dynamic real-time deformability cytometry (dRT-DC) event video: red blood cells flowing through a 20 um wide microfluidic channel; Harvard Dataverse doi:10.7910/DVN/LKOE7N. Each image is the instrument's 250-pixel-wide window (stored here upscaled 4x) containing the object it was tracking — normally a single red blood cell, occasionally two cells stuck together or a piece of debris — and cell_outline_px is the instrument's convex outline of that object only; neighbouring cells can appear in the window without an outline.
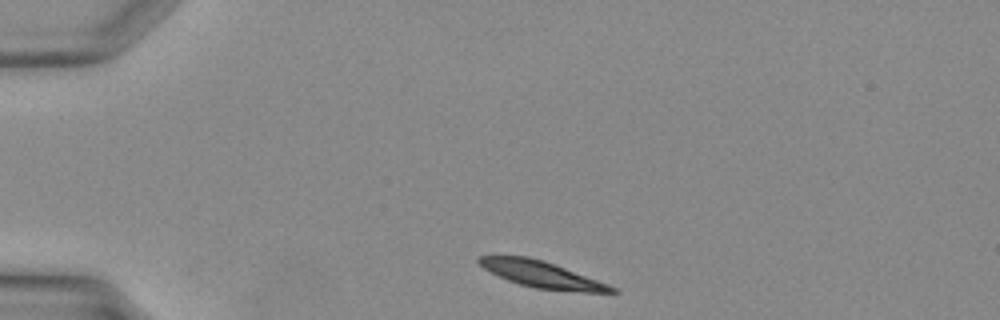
{"species": "Egyptian fruit bat (a non-hibernating species)", "species_latin": "Rousettus aegyptiacus", "temperature_condition": "warm", "stored_images_in_passage": 31, "segment_of_instrument_passage": [1, 2], "camera_frame_rate_fps": 3000, "um_per_image_px": 0.085, "animal": {"sex": "female"}, "frame": {"image": 1, "passage_image": 1, "time_ms": 0.0, "image_size_px": [1000, 320], "cell_outline_px": [[616, 292], [584, 292], [536, 288], [520, 284], [508, 280], [484, 268], [476, 260], [476, 256], [528, 256], [564, 268], [608, 284], [616, 288]], "centroid_in_image_um": [46.01, 23.32], "position_along_channel_um": 39.0, "area_um2": 19.77}}
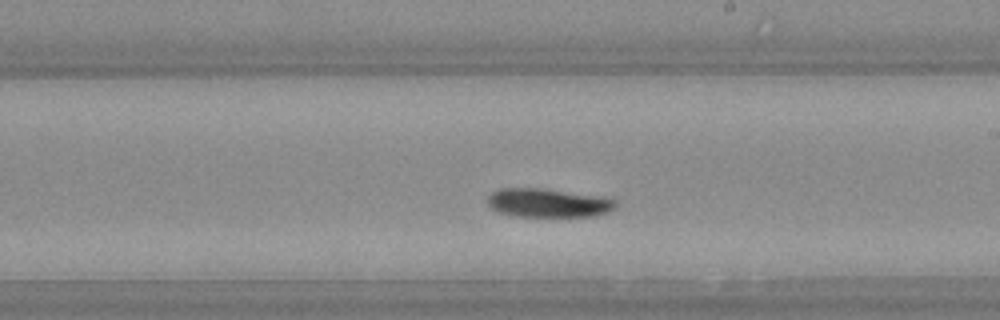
{"frame": {"image": 2, "passage_image": 15, "time_ms": 4.667, "image_size_px": [1000, 320], "cell_outline_px": [[616, 208], [608, 212], [596, 216], [520, 216], [500, 212], [492, 208], [488, 204], [488, 196], [492, 192], [500, 188], [544, 188], [600, 196], [616, 200]], "centroid_in_image_um": [46.62, 17.23], "position_along_channel_um": 242.4, "area_um2": 21.39}}
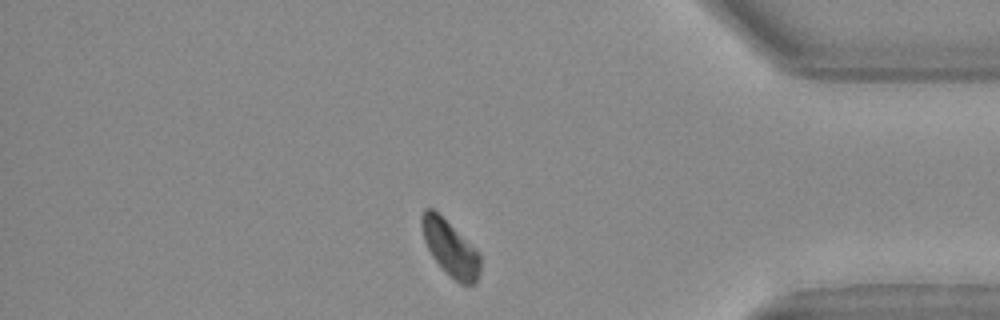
{"frame": {"image": 3, "passage_image": 25, "time_ms": 8.0, "image_size_px": [1000, 320], "cell_outline_px": [[480, 272], [476, 280], [472, 284], [460, 284], [432, 256], [424, 240], [420, 224], [420, 216], [424, 208], [432, 208], [480, 252]], "centroid_in_image_um": [38.26, 21.06], "position_along_channel_um": 396.9, "area_um2": 18.5}}